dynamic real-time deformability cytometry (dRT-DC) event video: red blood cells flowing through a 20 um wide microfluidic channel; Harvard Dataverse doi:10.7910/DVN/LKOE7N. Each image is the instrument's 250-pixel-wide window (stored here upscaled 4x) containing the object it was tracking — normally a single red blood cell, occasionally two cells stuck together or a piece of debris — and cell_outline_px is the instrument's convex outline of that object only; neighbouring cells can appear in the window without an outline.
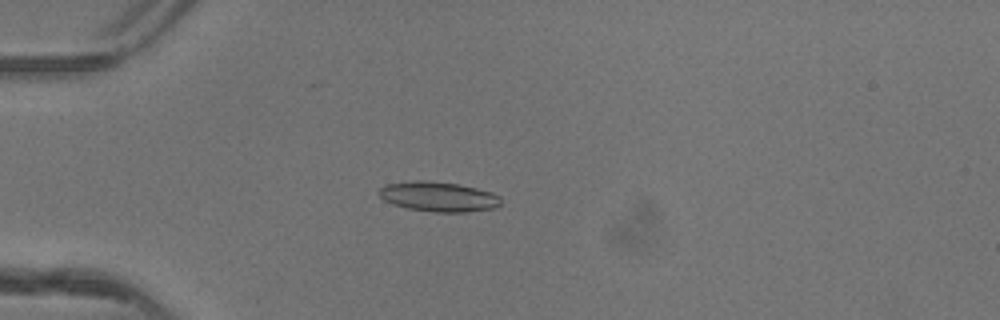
{"species": "common noctule bat (a hibernating species)", "species_latin": "Nyctalus noctula", "temperature_condition": "warm", "stored_images_in_passage": 38, "camera_frame_rate_fps": 3000, "um_per_image_px": 0.085, "animal": {"sex": "female"}, "frame": {"image": 1, "passage_image": 2, "time_ms": 0.333, "image_size_px": [1000, 320], "cell_outline_px": [[500, 204], [492, 208], [464, 212], [432, 212], [408, 208], [392, 204], [384, 200], [376, 192], [380, 188], [388, 184], [416, 180], [420, 180], [456, 184], [476, 188], [492, 192], [500, 196]], "centroid_in_image_um": [37.24, 16.72], "position_along_channel_um": 47.8, "area_um2": 20.98}}
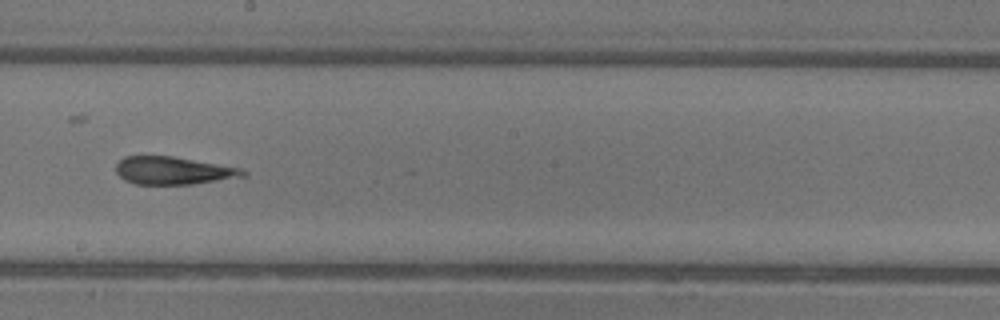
{"frame": {"image": 2, "passage_image": 17, "time_ms": 5.333, "image_size_px": [1000, 320], "cell_outline_px": [[248, 176], [192, 184], [136, 184], [124, 180], [116, 172], [116, 164], [124, 156], [172, 156], [240, 168], [248, 172]], "centroid_in_image_um": [14.73, 14.5], "position_along_channel_um": 233.5, "area_um2": 20.46}}
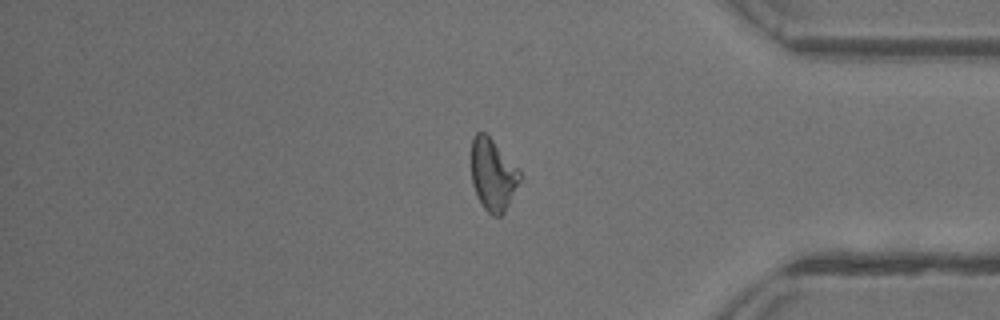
{"frame": {"image": 3, "passage_image": 30, "time_ms": 9.667, "image_size_px": [1000, 320], "cell_outline_px": [[520, 180], [504, 212], [500, 216], [492, 216], [484, 208], [472, 184], [472, 140], [476, 132], [484, 132], [492, 140], [520, 172]], "centroid_in_image_um": [41.87, 14.86], "position_along_channel_um": 393.3, "area_um2": 19.59}, "authors_computed_cell_mechanics": {"area_um2": 21.0103, "velocity_mm_per_s": 4.1642, "shape_relaxation_time_tau1_ms": null, "shape_relaxation_time_tau2_ms": 2.4571, "deformation_change_tau1": null, "deformation_change_tau2": 0.1521}}